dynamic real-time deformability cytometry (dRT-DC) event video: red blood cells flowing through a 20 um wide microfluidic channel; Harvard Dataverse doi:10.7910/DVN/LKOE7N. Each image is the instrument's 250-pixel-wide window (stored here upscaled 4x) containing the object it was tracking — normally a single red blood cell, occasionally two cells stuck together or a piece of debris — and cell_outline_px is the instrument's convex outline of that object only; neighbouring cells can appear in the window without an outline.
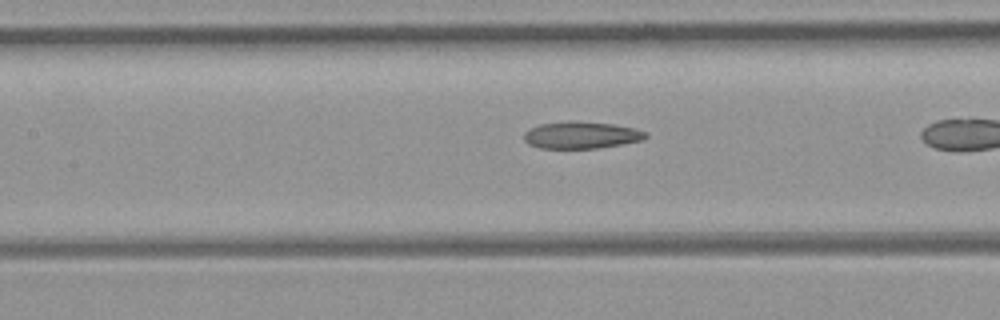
{"species": "common noctule bat (a hibernating species)", "species_latin": "Nyctalus noctula", "temperature_condition": "room temperature", "stored_images_in_passage": 21, "camera_frame_rate_fps": 3000, "um_per_image_px": 0.085, "animal": {"sex": "female", "body_mass_g": 21.9}, "frame": {"image": 1, "passage_image": 12, "time_ms": 3.667, "image_size_px": [1000, 320], "cell_outline_px": [[648, 136], [644, 140], [624, 144], [596, 148], [540, 148], [528, 144], [524, 140], [524, 132], [540, 124], [568, 120], [572, 120], [612, 124], [636, 128], [648, 132]], "centroid_in_image_um": [49.45, 11.47], "position_along_channel_um": 158.0, "area_um2": 19.36}}